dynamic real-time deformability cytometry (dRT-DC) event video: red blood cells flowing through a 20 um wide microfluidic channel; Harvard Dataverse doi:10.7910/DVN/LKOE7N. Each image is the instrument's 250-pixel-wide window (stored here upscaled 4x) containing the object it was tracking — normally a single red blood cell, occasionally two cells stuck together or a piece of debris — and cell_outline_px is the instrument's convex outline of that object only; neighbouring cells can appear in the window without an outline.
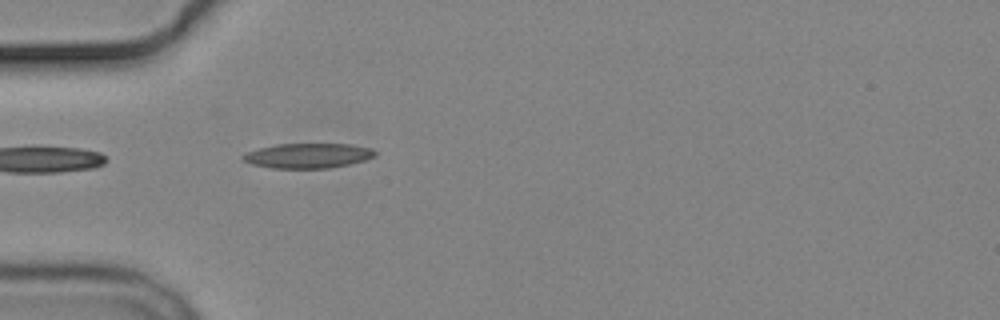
{"species": "common noctule bat (a hibernating species)", "species_latin": "Nyctalus noctula", "temperature_condition": "cold", "stored_images_in_passage": 4, "camera_frame_rate_fps": 3000, "um_per_image_px": 0.085, "animal": {"sex": "male", "body_mass_g": 19.2, "forearm_length_mm": 51.8}, "frame": {"image": 1, "passage_image": 4, "time_ms": 5.0, "image_size_px": [1000, 320], "cell_outline_px": [[376, 156], [364, 160], [348, 164], [328, 168], [272, 168], [252, 164], [244, 160], [240, 156], [248, 152], [260, 148], [276, 144], [348, 144], [372, 148], [376, 152]], "centroid_in_image_um": [26.19, 13.23], "position_along_channel_um": 58.8, "area_um2": 18.96}}